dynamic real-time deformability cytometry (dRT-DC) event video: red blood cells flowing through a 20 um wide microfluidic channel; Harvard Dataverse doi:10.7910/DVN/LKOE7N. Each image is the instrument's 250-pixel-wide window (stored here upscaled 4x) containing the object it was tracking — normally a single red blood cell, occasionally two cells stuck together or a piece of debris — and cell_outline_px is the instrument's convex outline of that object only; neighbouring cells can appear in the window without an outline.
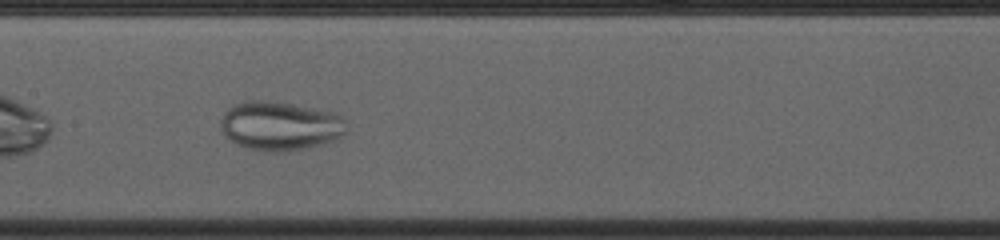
{"species": "common noctule bat (a hibernating species)", "species_latin": "Nyctalus noctula", "temperature_condition": "cold", "stored_images_in_passage": 37, "camera_frame_rate_fps": 3000, "um_per_image_px": 0.085, "animal": {"sex": "female", "body_mass_g": 23.0, "forearm_length_mm": 53.4}, "frame": {"image": 1, "passage_image": 11, "time_ms": 3.333, "image_size_px": [1000, 240], "cell_outline_px": [[344, 132], [340, 136], [332, 140], [320, 144], [300, 148], [248, 148], [236, 144], [224, 136], [220, 128], [220, 120], [224, 112], [232, 104], [244, 100], [264, 100], [292, 104], [336, 112], [344, 116]], "centroid_in_image_um": [23.74, 10.62], "position_along_channel_um": 183.7, "area_um2": 35.03}}